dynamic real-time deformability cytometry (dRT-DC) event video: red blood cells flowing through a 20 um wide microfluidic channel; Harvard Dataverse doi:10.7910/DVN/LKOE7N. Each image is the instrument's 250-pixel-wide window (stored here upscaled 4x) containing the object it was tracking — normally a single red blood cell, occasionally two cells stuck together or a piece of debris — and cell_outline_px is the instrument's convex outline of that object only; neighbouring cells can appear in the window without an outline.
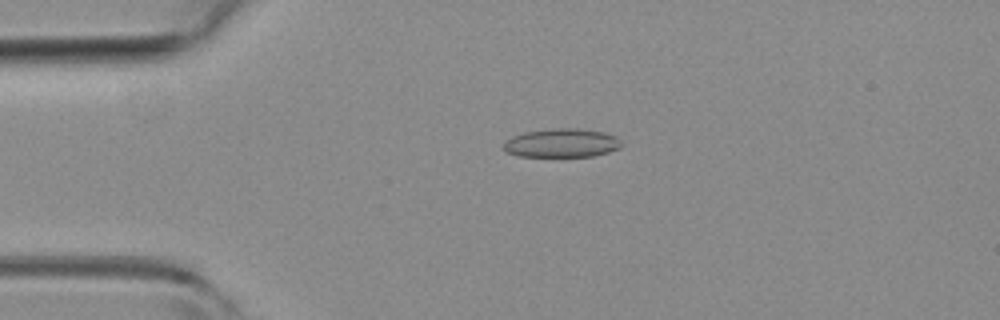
{"species": "common noctule bat (a hibernating species)", "species_latin": "Nyctalus noctula", "temperature_condition": "room temperature", "stored_images_in_passage": 52, "camera_frame_rate_fps": 3000, "um_per_image_px": 0.085, "animal": {"sex": "female", "body_mass_g": 19.3, "forearm_length_mm": 54.1}, "frame": {"image": 1, "passage_image": 12, "time_ms": 3.667, "image_size_px": [1000, 320], "cell_outline_px": [[620, 148], [608, 152], [592, 156], [520, 156], [508, 152], [504, 148], [504, 140], [512, 136], [524, 132], [552, 128], [576, 128], [604, 132], [616, 136], [620, 144]], "centroid_in_image_um": [47.73, 12.14], "position_along_channel_um": 37.3, "area_um2": 19.59}}
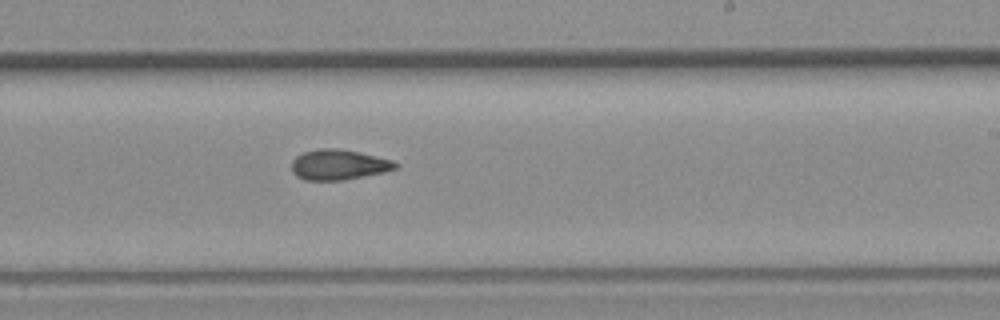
{"frame": {"image": 2, "passage_image": 31, "time_ms": 10.0, "image_size_px": [1000, 320], "cell_outline_px": [[400, 164], [396, 168], [384, 172], [344, 180], [304, 180], [296, 176], [292, 172], [292, 160], [296, 156], [304, 152], [320, 148], [340, 148], [360, 152], [392, 160]], "centroid_in_image_um": [28.78, 13.99], "position_along_channel_um": 260.2, "area_um2": 18.44}}
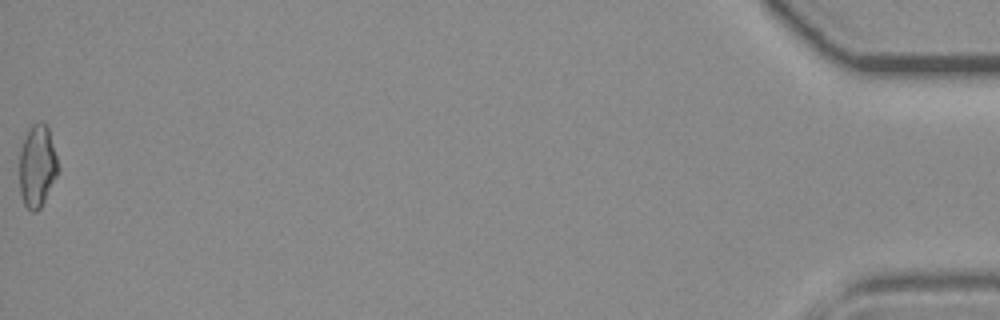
{"frame": {"image": 3, "passage_image": 52, "time_ms": 17.0, "image_size_px": [1000, 320], "cell_outline_px": [[60, 168], [40, 208], [36, 212], [32, 212], [24, 204], [20, 196], [20, 148], [28, 128], [32, 124], [40, 120], [48, 128]], "centroid_in_image_um": [3.15, 14.1], "position_along_channel_um": 432.0, "area_um2": 18.5}, "authors_computed_cell_mechanics": {"area_um2": 18.4671, "velocity_mm_per_s": 4.0099, "shape_relaxation_time_tau1_ms": null, "shape_relaxation_time_tau2_ms": 3.4776, "deformation_change_tau1": null, "deformation_change_tau2": 0.116}}